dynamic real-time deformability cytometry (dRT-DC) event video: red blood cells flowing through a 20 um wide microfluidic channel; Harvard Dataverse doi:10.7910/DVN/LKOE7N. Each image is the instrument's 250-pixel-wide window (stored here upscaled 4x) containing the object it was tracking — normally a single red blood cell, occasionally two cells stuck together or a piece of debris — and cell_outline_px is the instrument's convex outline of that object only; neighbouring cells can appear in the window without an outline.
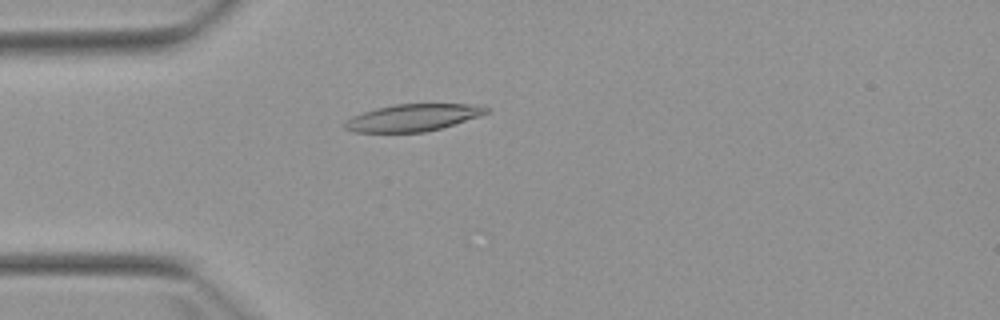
{"species": "Egyptian fruit bat (a non-hibernating species)", "species_latin": "Rousettus aegyptiacus", "temperature_condition": "warm", "stored_images_in_passage": 3, "camera_frame_rate_fps": 3000, "um_per_image_px": 0.085, "animal": {"sex": "female"}, "frame": {"image": 1, "passage_image": 3, "time_ms": 3.0, "image_size_px": [1000, 320], "cell_outline_px": [[488, 112], [480, 116], [440, 128], [424, 132], [352, 132], [344, 128], [344, 124], [352, 116], [376, 108], [392, 104], [484, 104], [488, 108]], "centroid_in_image_um": [35.12, 9.99], "position_along_channel_um": 49.9, "area_um2": 22.25}}